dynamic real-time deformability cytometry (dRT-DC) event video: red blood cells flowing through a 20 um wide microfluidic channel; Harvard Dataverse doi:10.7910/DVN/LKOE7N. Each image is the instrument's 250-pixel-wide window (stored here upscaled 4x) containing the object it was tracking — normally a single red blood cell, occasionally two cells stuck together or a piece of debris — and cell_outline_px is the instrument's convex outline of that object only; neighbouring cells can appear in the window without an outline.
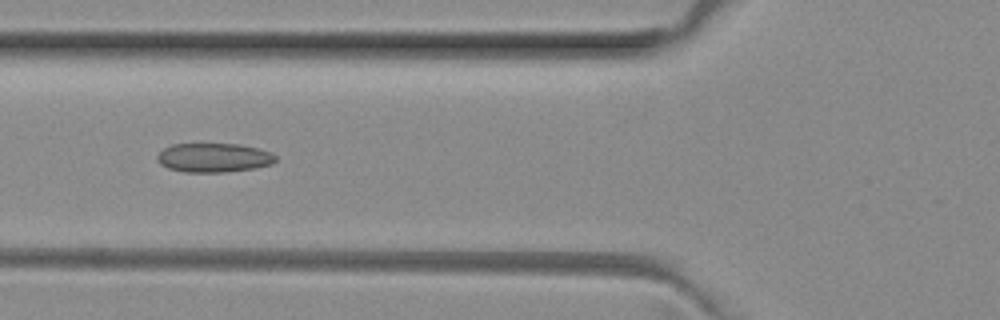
{"species": "common noctule bat (a hibernating species)", "species_latin": "Nyctalus noctula", "temperature_condition": "room temperature", "stored_images_in_passage": 5, "camera_frame_rate_fps": 3000, "um_per_image_px": 0.085, "animal": {"sex": "female", "body_mass_g": 29.2, "forearm_length_mm": 56.3}, "frame": {"image": 1, "passage_image": 5, "time_ms": 1.333, "image_size_px": [1000, 320], "cell_outline_px": [[276, 160], [272, 164], [256, 168], [224, 172], [184, 172], [168, 168], [160, 164], [156, 160], [156, 156], [164, 148], [172, 144], [240, 144], [272, 152], [276, 156]], "centroid_in_image_um": [18.17, 13.4], "position_along_channel_um": 107.6, "area_um2": 20.17}}